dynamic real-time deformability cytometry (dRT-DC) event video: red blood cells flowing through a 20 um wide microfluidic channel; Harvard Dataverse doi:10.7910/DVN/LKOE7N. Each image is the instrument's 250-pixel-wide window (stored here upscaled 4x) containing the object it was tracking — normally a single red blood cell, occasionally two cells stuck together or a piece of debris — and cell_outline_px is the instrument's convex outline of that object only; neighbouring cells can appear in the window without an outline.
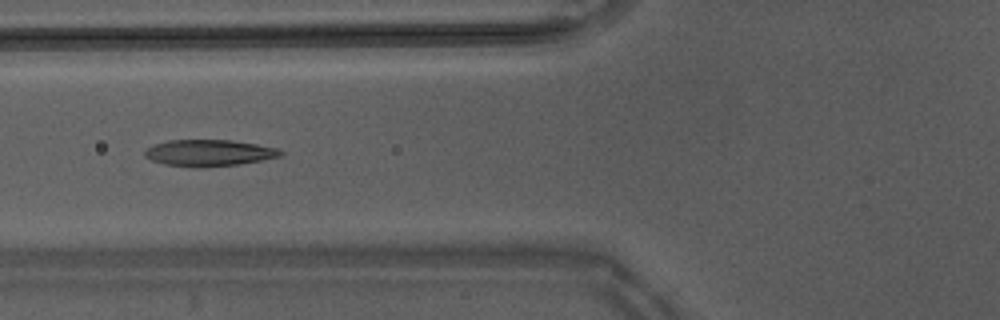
{"species": "Egyptian fruit bat (a non-hibernating species)", "species_latin": "Rousettus aegyptiacus", "temperature_condition": "warm", "stored_images_in_passage": 39, "camera_frame_rate_fps": 3000, "um_per_image_px": 0.085, "animal": {"sex": "male"}, "frame": {"image": 1, "passage_image": 15, "time_ms": 4.667, "image_size_px": [1000, 320], "cell_outline_px": [[284, 152], [280, 156], [240, 164], [204, 168], [196, 168], [164, 164], [152, 160], [144, 156], [144, 152], [148, 148], [156, 144], [168, 140], [232, 140], [256, 144], [276, 148]], "centroid_in_image_um": [17.75, 13.01], "position_along_channel_um": 108.1, "area_um2": 20.92}}
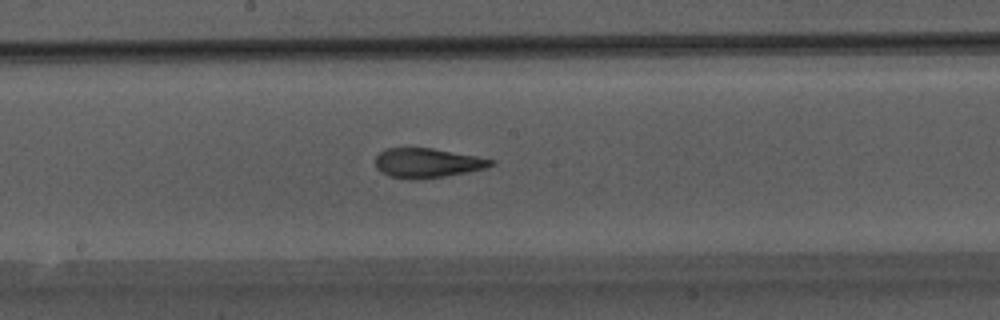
{"frame": {"image": 2, "passage_image": 22, "time_ms": 7.0, "image_size_px": [1000, 320], "cell_outline_px": [[496, 164], [484, 168], [468, 172], [444, 176], [412, 180], [388, 176], [380, 172], [376, 168], [376, 156], [384, 148], [432, 148], [476, 156], [496, 160]], "centroid_in_image_um": [36.31, 13.85], "position_along_channel_um": 211.9, "area_um2": 19.94}}
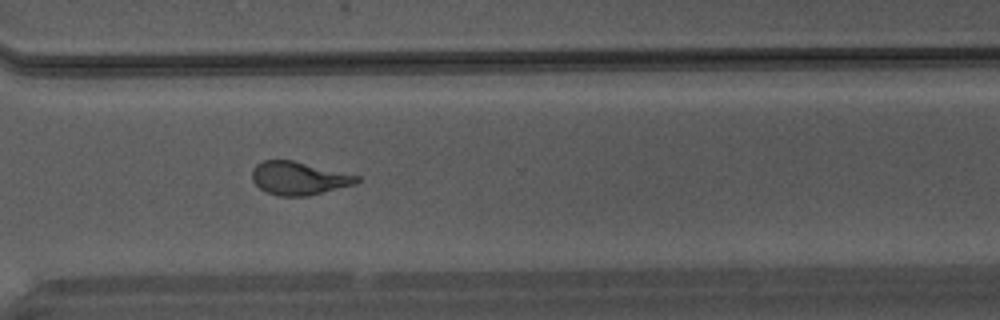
{"frame": {"image": 3, "passage_image": 31, "time_ms": 10.0, "image_size_px": [1000, 320], "cell_outline_px": [[360, 180], [356, 184], [308, 196], [276, 196], [264, 192], [252, 180], [252, 172], [256, 164], [264, 160], [292, 160], [360, 176]], "centroid_in_image_um": [25.39, 15.16], "position_along_channel_um": 345.2, "area_um2": 20.29}}